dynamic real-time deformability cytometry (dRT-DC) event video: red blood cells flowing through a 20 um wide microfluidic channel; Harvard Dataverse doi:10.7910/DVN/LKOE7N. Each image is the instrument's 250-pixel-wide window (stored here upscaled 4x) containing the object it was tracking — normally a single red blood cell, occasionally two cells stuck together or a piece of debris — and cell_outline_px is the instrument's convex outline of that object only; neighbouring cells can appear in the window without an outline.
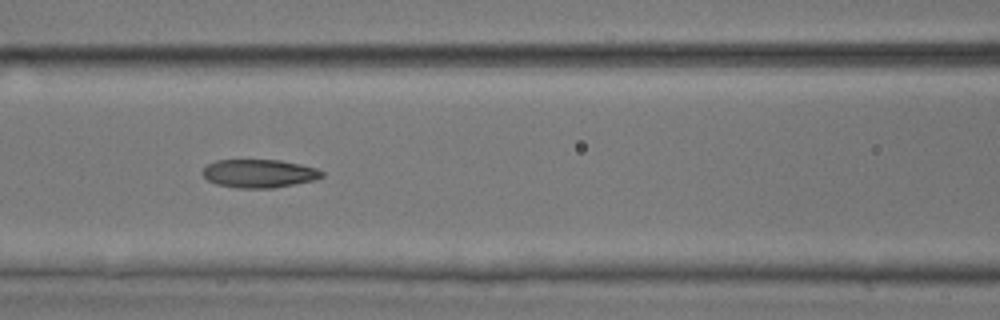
{"species": "common noctule bat (a hibernating species)", "species_latin": "Nyctalus noctula", "temperature_condition": "room temperature", "stored_images_in_passage": 7, "camera_frame_rate_fps": 3000, "um_per_image_px": 0.085, "animal": {"sex": "male", "body_mass_g": 17.9, "forearm_length_mm": 54.2}, "frame": {"image": 1, "passage_image": 6, "time_ms": 1.667, "image_size_px": [1000, 320], "cell_outline_px": [[324, 176], [316, 180], [272, 188], [236, 188], [216, 184], [208, 180], [204, 176], [204, 168], [208, 164], [216, 160], [280, 160], [300, 164], [316, 168], [324, 172]], "centroid_in_image_um": [22.06, 14.75], "position_along_channel_um": 144.5, "area_um2": 19.65}}
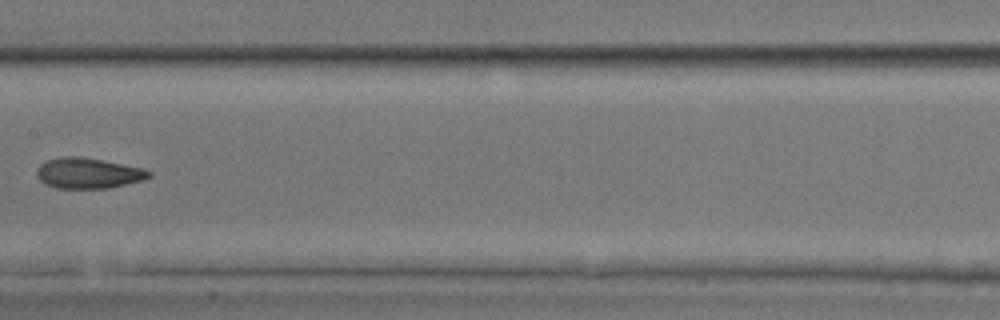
{"frame": {"image": 2, "passage_image": 7, "time_ms": 2.0, "image_size_px": [1000, 320], "cell_outline_px": [[152, 176], [144, 180], [108, 188], [56, 188], [44, 184], [36, 176], [36, 172], [40, 164], [48, 160], [60, 156], [80, 156], [144, 168], [152, 172]], "centroid_in_image_um": [7.5, 14.72], "position_along_channel_um": 199.9, "area_um2": 20.11}}